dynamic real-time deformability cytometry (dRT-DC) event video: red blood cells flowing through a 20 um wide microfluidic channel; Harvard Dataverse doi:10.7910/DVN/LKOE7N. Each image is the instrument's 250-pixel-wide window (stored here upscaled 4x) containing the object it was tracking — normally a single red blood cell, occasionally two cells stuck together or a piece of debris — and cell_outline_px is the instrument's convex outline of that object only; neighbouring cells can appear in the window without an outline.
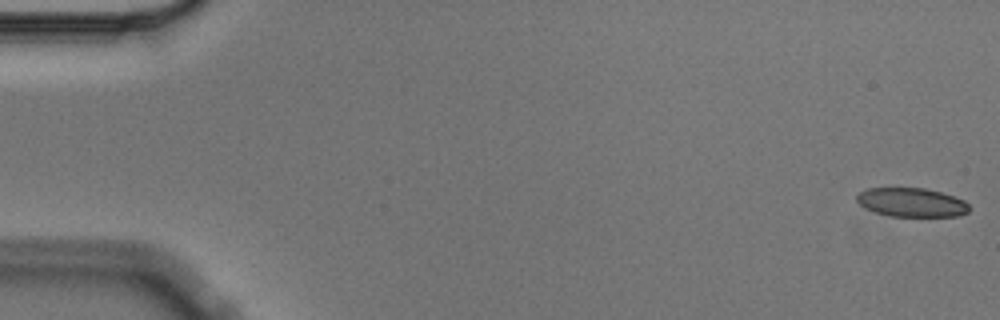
{"species": "Egyptian fruit bat (a non-hibernating species)", "species_latin": "Rousettus aegyptiacus", "temperature_condition": "cold", "stored_images_in_passage": 5, "camera_frame_rate_fps": 3000, "um_per_image_px": 0.085, "animal": {"sex": "male"}, "frame": {"image": 1, "passage_image": 1, "time_ms": 0.0, "image_size_px": [1000, 320], "cell_outline_px": [[968, 212], [960, 216], [892, 216], [876, 212], [864, 208], [856, 200], [856, 196], [864, 188], [924, 188], [940, 192], [964, 200], [968, 204]], "centroid_in_image_um": [77.46, 17.2], "position_along_channel_um": 7.5, "area_um2": 18.84}}
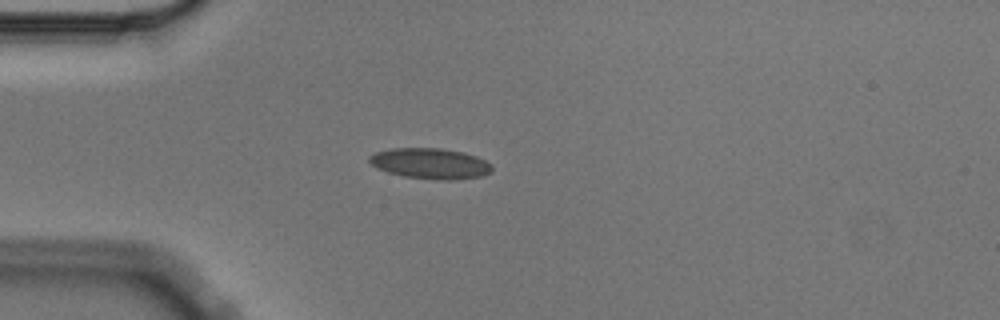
{"frame": {"image": 2, "passage_image": 5, "time_ms": 1.333, "image_size_px": [1000, 320], "cell_outline_px": [[492, 172], [480, 176], [452, 180], [440, 180], [404, 176], [388, 172], [376, 168], [368, 160], [368, 156], [376, 152], [392, 148], [440, 148], [464, 152], [476, 156], [492, 164]], "centroid_in_image_um": [36.58, 13.89], "position_along_channel_um": 48.4, "area_um2": 21.91}}